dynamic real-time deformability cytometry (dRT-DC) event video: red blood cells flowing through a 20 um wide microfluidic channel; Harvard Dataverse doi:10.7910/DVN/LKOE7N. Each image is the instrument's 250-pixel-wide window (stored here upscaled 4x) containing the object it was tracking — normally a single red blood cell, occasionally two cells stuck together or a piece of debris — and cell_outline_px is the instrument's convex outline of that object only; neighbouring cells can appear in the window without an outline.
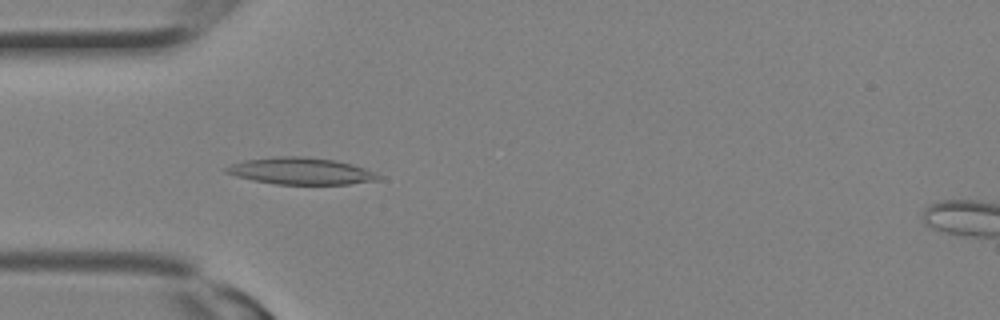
{"species": "Egyptian fruit bat (a non-hibernating species)", "species_latin": "Rousettus aegyptiacus", "temperature_condition": "room temperature", "stored_images_in_passage": 5, "camera_frame_rate_fps": 3000, "um_per_image_px": 0.085, "animal": {"sex": "female"}, "frame": {"image": 1, "passage_image": 5, "time_ms": 1.333, "image_size_px": [1000, 320], "cell_outline_px": [[384, 176], [380, 180], [348, 184], [276, 184], [236, 176], [224, 172], [224, 168], [232, 164], [244, 160], [276, 156], [304, 156], [336, 160], [352, 164], [376, 172]], "centroid_in_image_um": [25.63, 14.53], "position_along_channel_um": 59.4, "area_um2": 23.87}}